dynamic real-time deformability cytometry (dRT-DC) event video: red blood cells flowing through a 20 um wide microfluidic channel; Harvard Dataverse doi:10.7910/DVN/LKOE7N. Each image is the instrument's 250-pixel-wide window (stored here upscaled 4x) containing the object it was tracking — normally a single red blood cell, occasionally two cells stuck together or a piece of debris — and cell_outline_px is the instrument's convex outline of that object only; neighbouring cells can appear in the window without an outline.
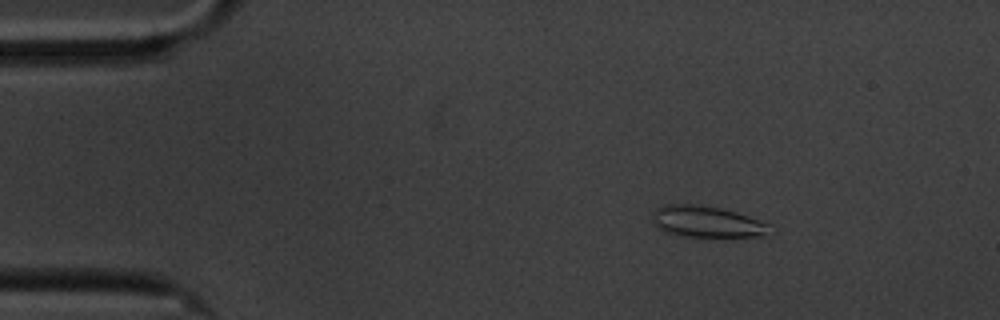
{"species": "common noctule bat (a hibernating species)", "species_latin": "Nyctalus noctula", "temperature_condition": "cold", "stored_images_in_passage": 56, "camera_frame_rate_fps": 3000, "um_per_image_px": 0.085, "animal": {"sex": "male", "body_mass_g": 20.1, "forearm_length_mm": 53.5}, "frame": {"image": 1, "passage_image": 5, "time_ms": 1.333, "image_size_px": [1000, 320], "cell_outline_px": [[772, 236], [680, 236], [664, 232], [656, 228], [652, 220], [652, 212], [656, 208], [664, 204], [696, 204], [720, 208], [736, 212], [748, 216], [768, 224]], "centroid_in_image_um": [60.03, 18.84], "position_along_channel_um": 25.0, "area_um2": 21.56}}
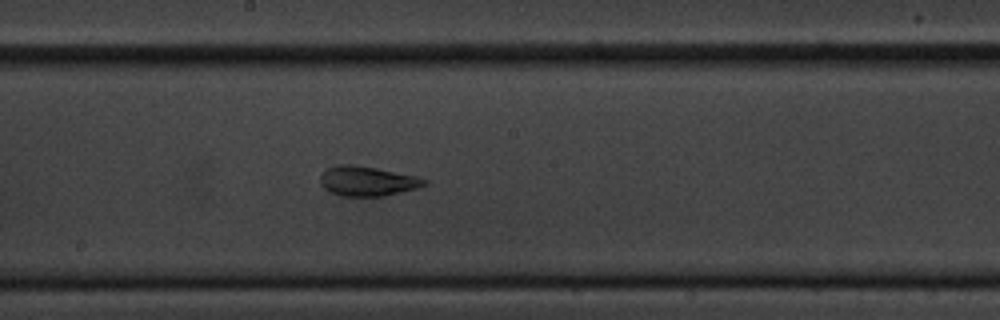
{"frame": {"image": 2, "passage_image": 28, "time_ms": 9.0, "image_size_px": [1000, 320], "cell_outline_px": [[428, 184], [416, 188], [384, 196], [340, 196], [324, 188], [320, 184], [320, 176], [328, 168], [340, 164], [352, 164], [376, 168], [416, 176], [428, 180]], "centroid_in_image_um": [31.22, 15.39], "position_along_channel_um": 217.0, "area_um2": 17.92}}
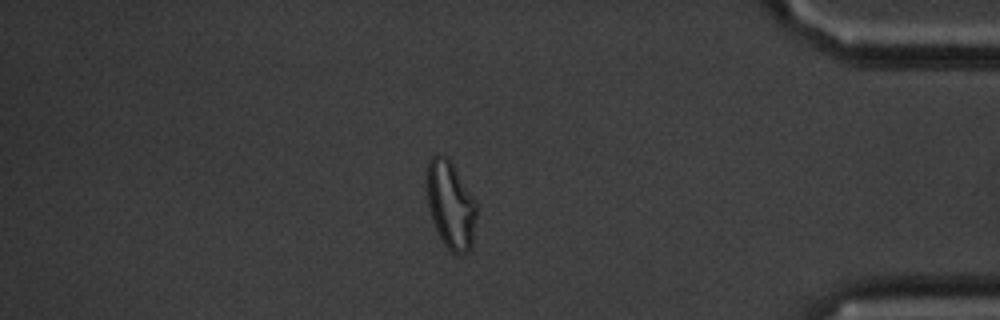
{"frame": {"image": 3, "passage_image": 47, "time_ms": 15.333, "image_size_px": [1000, 320], "cell_outline_px": [[476, 216], [472, 244], [468, 252], [460, 256], [456, 256], [444, 244], [432, 220], [428, 208], [424, 184], [424, 180], [428, 160], [432, 156], [444, 156], [452, 164], [476, 200]], "centroid_in_image_um": [38.27, 17.43], "position_along_channel_um": 396.9, "area_um2": 25.72}, "authors_computed_cell_mechanics": {"area_um2": 19.9699, "velocity_mm_per_s": 3.3561, "shape_relaxation_time_tau1_ms": null, "shape_relaxation_time_tau2_ms": 2.0671, "deformation_change_tau1": null, "deformation_change_tau2": 0.0856}}